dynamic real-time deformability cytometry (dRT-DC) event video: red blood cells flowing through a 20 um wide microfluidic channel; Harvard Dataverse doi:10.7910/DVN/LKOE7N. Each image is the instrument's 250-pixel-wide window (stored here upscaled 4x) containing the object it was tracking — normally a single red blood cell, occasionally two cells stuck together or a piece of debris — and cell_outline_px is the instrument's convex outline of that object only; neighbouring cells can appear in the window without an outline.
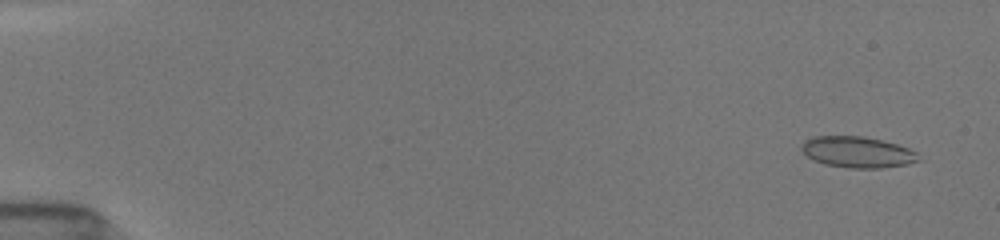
{"species": "common noctule bat (a hibernating species)", "species_latin": "Nyctalus noctula", "temperature_condition": "room temperature", "stored_images_in_passage": 12, "camera_frame_rate_fps": 3000, "um_per_image_px": 0.085, "animal": {"sex": "female", "body_mass_g": 19.5, "forearm_length_mm": 54.1}, "frame": {"image": 1, "passage_image": 2, "time_ms": 0.667, "image_size_px": [1000, 240], "cell_outline_px": [[920, 160], [904, 164], [876, 168], [848, 168], [824, 164], [808, 156], [800, 148], [804, 140], [812, 136], [864, 136], [896, 144], [908, 148], [916, 152]], "centroid_in_image_um": [72.84, 12.92], "position_along_channel_um": 12.2, "area_um2": 20.92}}